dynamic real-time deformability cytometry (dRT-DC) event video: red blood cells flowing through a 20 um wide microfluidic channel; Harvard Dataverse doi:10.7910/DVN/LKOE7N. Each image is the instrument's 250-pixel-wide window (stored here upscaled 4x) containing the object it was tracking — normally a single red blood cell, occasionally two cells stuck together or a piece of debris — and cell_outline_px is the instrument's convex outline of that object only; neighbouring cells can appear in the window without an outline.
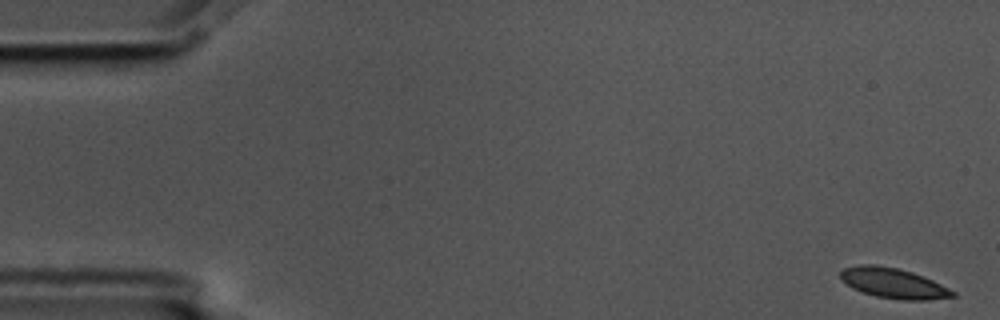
{"species": "common noctule bat (a hibernating species)", "species_latin": "Nyctalus noctula", "temperature_condition": "cold", "stored_images_in_passage": 56, "camera_frame_rate_fps": 3000, "um_per_image_px": 0.085, "animal": {"sex": "male", "body_mass_g": 17.5, "forearm_length_mm": 52.3}, "frame": {"image": 1, "passage_image": 1, "time_ms": 0.0, "image_size_px": [1000, 320], "cell_outline_px": [[956, 296], [928, 300], [904, 300], [876, 296], [852, 288], [840, 280], [840, 272], [844, 268], [860, 264], [876, 264], [896, 268], [912, 272], [924, 276], [956, 292]], "centroid_in_image_um": [75.92, 24.06], "position_along_channel_um": 9.1, "area_um2": 19.71}}
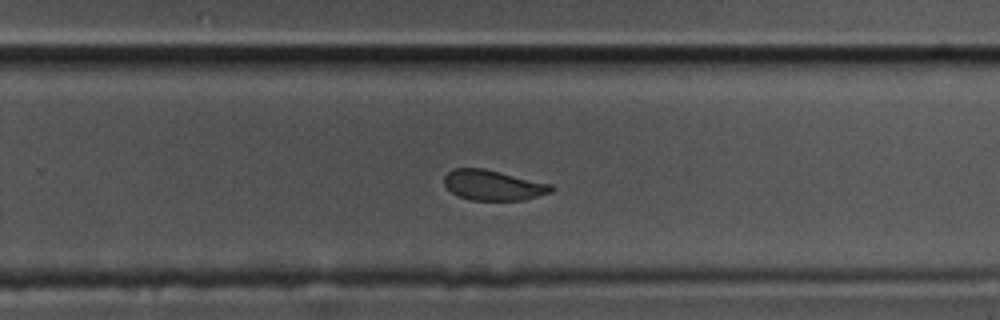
{"frame": {"image": 2, "passage_image": 36, "time_ms": 11.667, "image_size_px": [1000, 320], "cell_outline_px": [[556, 188], [552, 192], [524, 200], [472, 200], [460, 196], [452, 192], [444, 184], [444, 176], [452, 168], [484, 168], [552, 184]], "centroid_in_image_um": [41.95, 15.73], "position_along_channel_um": 287.9, "area_um2": 18.9}}
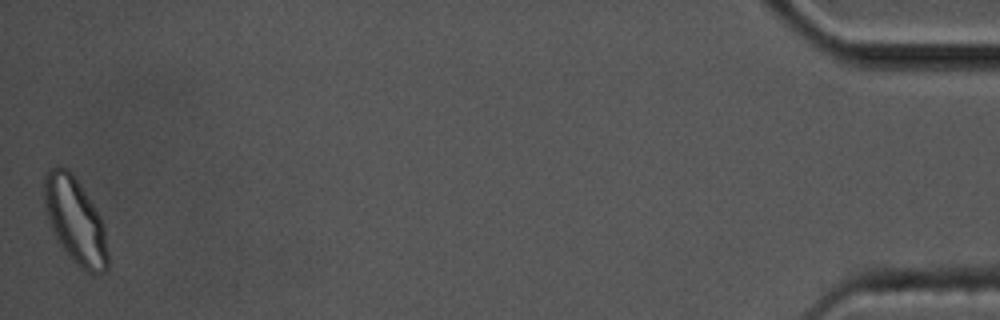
{"frame": {"image": 3, "passage_image": 56, "time_ms": 18.333, "image_size_px": [1000, 320], "cell_outline_px": [[108, 268], [104, 272], [92, 276], [60, 244], [52, 228], [44, 208], [44, 172], [48, 168], [56, 164], [68, 168], [72, 172], [100, 216], [104, 228], [108, 252]], "centroid_in_image_um": [6.38, 18.68], "position_along_channel_um": 428.8, "area_um2": 31.5}, "authors_computed_cell_mechanics": {"area_um2": 20.23, "velocity_mm_per_s": 3.5357, "shape_relaxation_time_tau1_ms": 7.631, "shape_relaxation_time_tau2_ms": 1.7759, "deformation_change_tau1": 0.1278, "deformation_change_tau2": 0.0543}}